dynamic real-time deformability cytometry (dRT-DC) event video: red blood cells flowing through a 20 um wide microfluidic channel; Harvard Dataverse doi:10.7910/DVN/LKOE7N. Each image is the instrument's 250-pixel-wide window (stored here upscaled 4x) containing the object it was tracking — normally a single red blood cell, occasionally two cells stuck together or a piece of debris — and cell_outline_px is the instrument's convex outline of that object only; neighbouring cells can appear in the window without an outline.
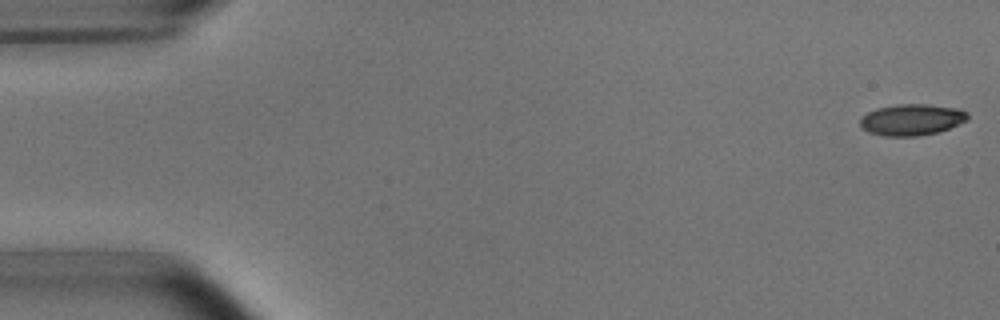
{"species": "common noctule bat (a hibernating species)", "species_latin": "Nyctalus noctula", "temperature_condition": "room temperature", "stored_images_in_passage": 49, "camera_frame_rate_fps": 3000, "um_per_image_px": 0.085, "animal": {"sex": "male", "body_mass_g": 15.6}, "frame": {"image": 1, "passage_image": 1, "time_ms": 0.0, "image_size_px": [1000, 320], "cell_outline_px": [[968, 120], [940, 132], [916, 136], [884, 136], [868, 132], [860, 128], [860, 116], [876, 108], [896, 104], [928, 104], [956, 108], [968, 112]], "centroid_in_image_um": [77.47, 10.17], "position_along_channel_um": 7.5, "area_um2": 19.88}}
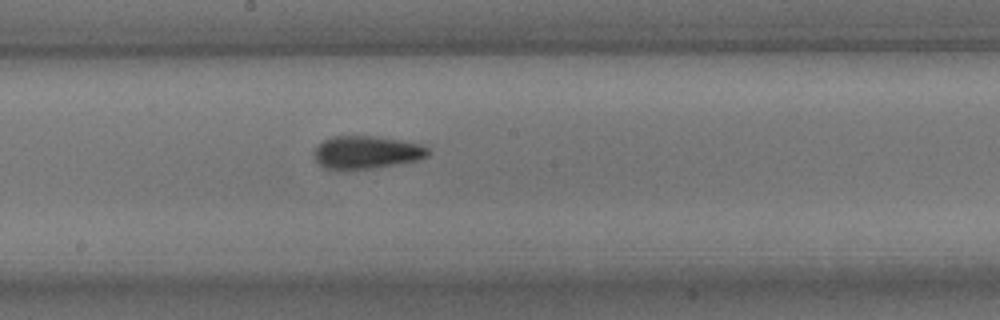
{"frame": {"image": 2, "passage_image": 28, "time_ms": 9.0, "image_size_px": [1000, 320], "cell_outline_px": [[432, 152], [428, 156], [420, 160], [372, 168], [324, 168], [316, 160], [316, 148], [324, 140], [332, 136], [372, 136], [400, 140], [420, 144], [428, 148]], "centroid_in_image_um": [31.23, 12.93], "position_along_channel_um": 217.0, "area_um2": 21.39}}
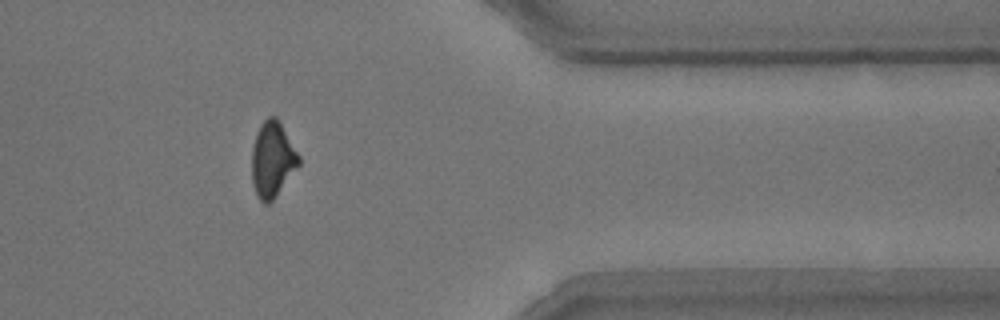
{"frame": {"image": 3, "passage_image": 43, "time_ms": 14.0, "image_size_px": [1000, 320], "cell_outline_px": [[300, 164], [272, 200], [268, 204], [264, 204], [256, 196], [252, 184], [252, 148], [256, 132], [260, 124], [268, 116], [276, 116], [280, 120], [300, 156]], "centroid_in_image_um": [23.15, 13.52], "position_along_channel_um": 388.3, "area_um2": 20.87}}